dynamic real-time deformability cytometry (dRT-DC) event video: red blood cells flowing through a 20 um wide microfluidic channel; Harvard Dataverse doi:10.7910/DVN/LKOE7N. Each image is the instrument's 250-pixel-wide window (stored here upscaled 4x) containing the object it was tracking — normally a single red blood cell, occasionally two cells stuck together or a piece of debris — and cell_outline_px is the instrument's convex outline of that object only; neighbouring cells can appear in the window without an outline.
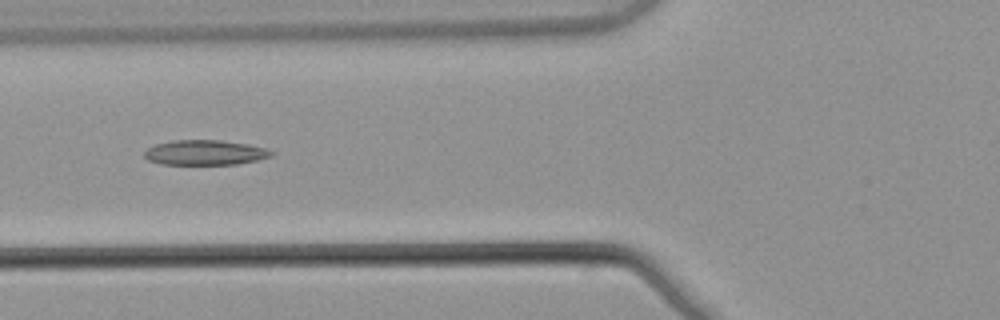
{"species": "common noctule bat (a hibernating species)", "species_latin": "Nyctalus noctula", "temperature_condition": "warm", "stored_images_in_passage": 8, "camera_frame_rate_fps": 3000, "um_per_image_px": 0.085, "animal": {"sex": "male", "body_mass_g": 21.5, "forearm_length_mm": 52.0}, "frame": {"image": 1, "passage_image": 6, "time_ms": 1.667, "image_size_px": [1000, 320], "cell_outline_px": [[272, 156], [256, 160], [236, 164], [160, 164], [148, 160], [144, 156], [144, 152], [148, 148], [156, 144], [172, 140], [220, 140], [248, 144], [264, 148], [272, 152]], "centroid_in_image_um": [17.38, 12.96], "position_along_channel_um": 108.4, "area_um2": 18.32}}
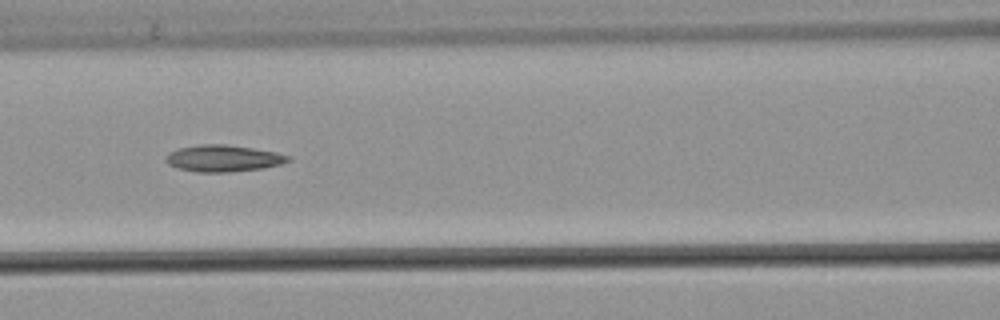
{"frame": {"image": 2, "passage_image": 7, "time_ms": 2.0, "image_size_px": [1000, 320], "cell_outline_px": [[292, 160], [280, 164], [264, 168], [228, 172], [196, 172], [180, 168], [168, 164], [164, 160], [172, 152], [180, 148], [200, 144], [224, 144], [252, 148], [276, 152], [292, 156]], "centroid_in_image_um": [19.04, 13.46], "position_along_channel_um": 147.6, "area_um2": 18.84}}